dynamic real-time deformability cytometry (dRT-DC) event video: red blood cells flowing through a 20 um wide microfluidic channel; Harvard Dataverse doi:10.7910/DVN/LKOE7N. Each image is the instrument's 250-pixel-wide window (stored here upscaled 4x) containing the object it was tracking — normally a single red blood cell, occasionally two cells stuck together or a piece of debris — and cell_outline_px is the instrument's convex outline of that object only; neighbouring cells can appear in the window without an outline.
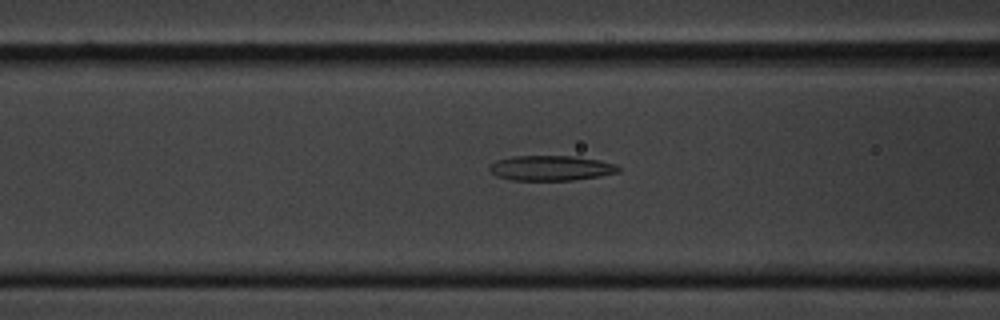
{"species": "common noctule bat (a hibernating species)", "species_latin": "Nyctalus noctula", "temperature_condition": "cold", "stored_images_in_passage": 42, "camera_frame_rate_fps": 3000, "um_per_image_px": 0.085, "animal": {"sex": "male", "body_mass_g": 20.1, "forearm_length_mm": 53.5}, "frame": {"image": 1, "passage_image": 5, "time_ms": 1.333, "image_size_px": [1000, 320], "cell_outline_px": [[620, 172], [600, 176], [572, 180], [512, 180], [496, 176], [488, 168], [496, 160], [512, 156], [576, 156], [600, 160], [616, 164], [620, 168]], "centroid_in_image_um": [46.86, 14.28], "position_along_channel_um": 119.7, "area_um2": 18.9}}
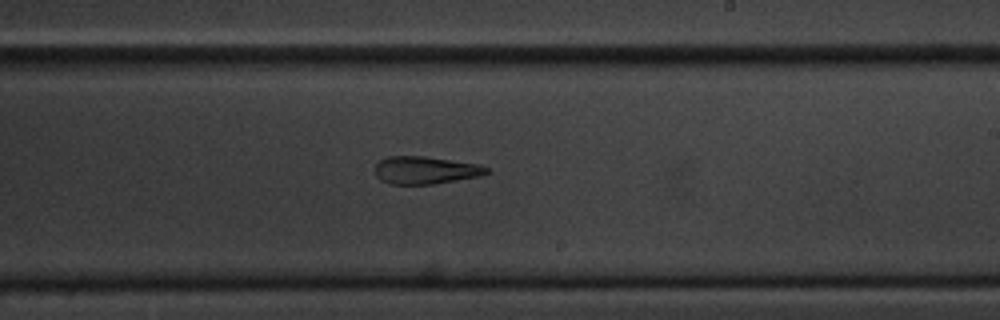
{"frame": {"image": 2, "passage_image": 17, "time_ms": 5.333, "image_size_px": [1000, 320], "cell_outline_px": [[492, 172], [480, 176], [432, 184], [388, 184], [380, 180], [376, 176], [376, 164], [380, 160], [388, 156], [424, 156], [476, 164], [488, 168]], "centroid_in_image_um": [36.14, 14.47], "position_along_channel_um": 252.9, "area_um2": 17.86}}
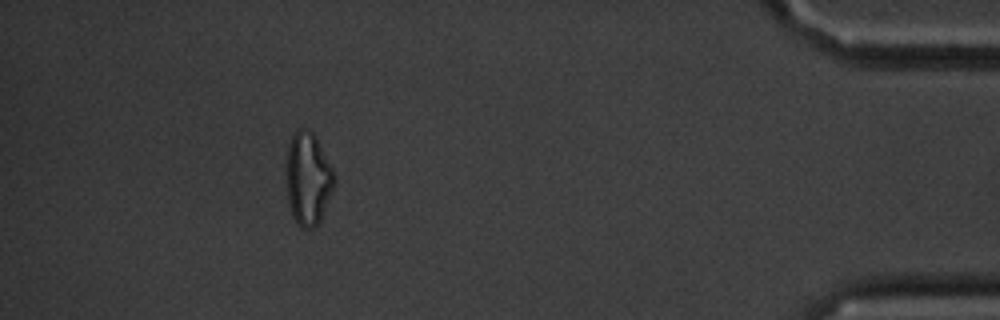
{"frame": {"image": 3, "passage_image": 36, "time_ms": 11.667, "image_size_px": [1000, 320], "cell_outline_px": [[336, 184], [320, 220], [316, 228], [300, 228], [296, 224], [292, 216], [288, 200], [288, 148], [292, 136], [300, 128], [308, 128], [316, 136], [332, 168], [336, 180]], "centroid_in_image_um": [26.22, 15.22], "position_along_channel_um": 409.0, "area_um2": 25.72}}